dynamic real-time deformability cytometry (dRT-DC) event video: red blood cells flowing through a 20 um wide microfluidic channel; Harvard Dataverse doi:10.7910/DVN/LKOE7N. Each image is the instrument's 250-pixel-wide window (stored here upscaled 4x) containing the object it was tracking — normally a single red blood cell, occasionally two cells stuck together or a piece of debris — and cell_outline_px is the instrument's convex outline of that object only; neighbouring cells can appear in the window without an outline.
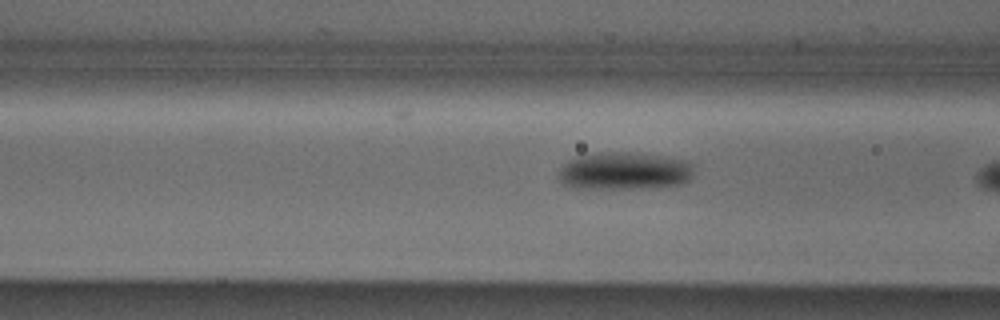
{"species": "Egyptian fruit bat (a non-hibernating species)", "species_latin": "Rousettus aegyptiacus", "temperature_condition": "cold", "stored_images_in_passage": 6, "camera_frame_rate_fps": 3000, "um_per_image_px": 0.085, "animal": {"sex": "male"}, "frame": {"image": 1, "passage_image": 5, "time_ms": 1.333, "image_size_px": [1000, 320], "cell_outline_px": [[692, 172], [688, 180], [680, 184], [640, 188], [576, 188], [564, 184], [560, 180], [560, 168], [568, 160], [576, 156], [600, 152], [636, 152], [688, 160], [692, 164]], "centroid_in_image_um": [53.06, 14.51], "position_along_channel_um": 113.5, "area_um2": 29.54}}